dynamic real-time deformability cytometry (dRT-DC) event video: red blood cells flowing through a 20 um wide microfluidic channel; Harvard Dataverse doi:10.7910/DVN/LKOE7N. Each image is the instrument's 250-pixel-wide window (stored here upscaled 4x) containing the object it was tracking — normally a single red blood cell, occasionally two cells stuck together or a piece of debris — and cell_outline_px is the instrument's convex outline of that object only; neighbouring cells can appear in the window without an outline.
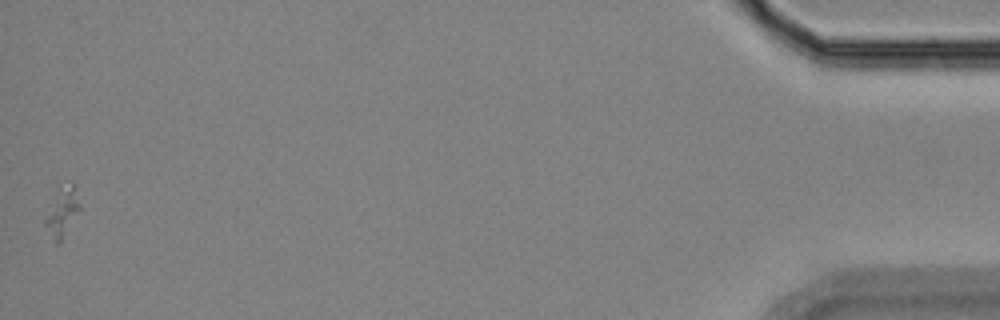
{"species": "Egyptian fruit bat (a non-hibernating species)", "species_latin": "Rousettus aegyptiacus", "temperature_condition": "room temperature", "stored_images_in_passage": 52, "camera_frame_rate_fps": 3000, "um_per_image_px": 0.085, "animal": {"sex": "female"}, "frame": {"image": 1, "passage_image": 52, "time_ms": 17.0, "image_size_px": [1000, 320], "cell_outline_px": [[80, 208], [60, 244], [56, 244], [44, 224], [44, 220], [56, 184], [72, 184], [80, 204]], "centroid_in_image_um": [5.23, 17.97], "position_along_channel_um": 430.0, "area_um2": 10.0}}